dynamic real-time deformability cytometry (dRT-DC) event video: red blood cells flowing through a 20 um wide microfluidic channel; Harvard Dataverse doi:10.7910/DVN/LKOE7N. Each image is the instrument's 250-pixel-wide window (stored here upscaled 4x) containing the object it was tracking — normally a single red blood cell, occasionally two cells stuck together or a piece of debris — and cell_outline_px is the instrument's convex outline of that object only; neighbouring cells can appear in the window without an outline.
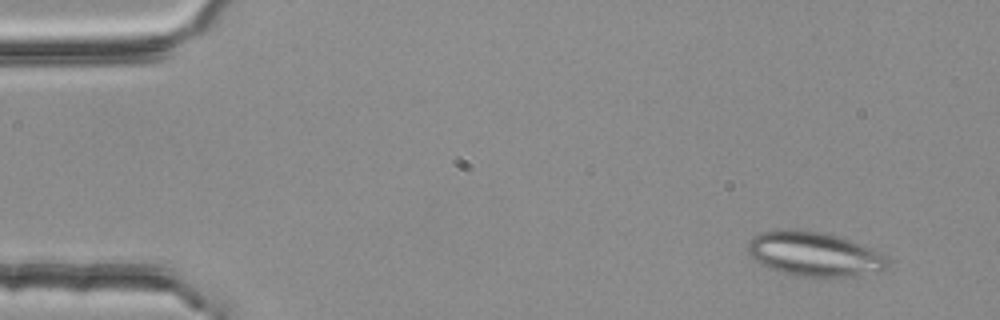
{"species": "common noctule bat (a hibernating species)", "species_latin": "Nyctalus noctula", "temperature_condition": "room temperature", "stored_images_in_passage": 5, "camera_frame_rate_fps": 3000, "um_per_image_px": 0.085, "animal": {"sex": "female", "body_mass_g": 25.1}, "frame": {"image": 1, "passage_image": 2, "time_ms": 0.333, "image_size_px": [1000, 320], "cell_outline_px": [[888, 264], [884, 268], [876, 272], [844, 276], [796, 276], [780, 272], [768, 268], [752, 260], [748, 252], [748, 244], [756, 236], [764, 232], [780, 228], [796, 228], [824, 232], [840, 236], [852, 240], [884, 256], [888, 260]], "centroid_in_image_um": [69.13, 21.57], "position_along_channel_um": 15.9, "area_um2": 36.01}}